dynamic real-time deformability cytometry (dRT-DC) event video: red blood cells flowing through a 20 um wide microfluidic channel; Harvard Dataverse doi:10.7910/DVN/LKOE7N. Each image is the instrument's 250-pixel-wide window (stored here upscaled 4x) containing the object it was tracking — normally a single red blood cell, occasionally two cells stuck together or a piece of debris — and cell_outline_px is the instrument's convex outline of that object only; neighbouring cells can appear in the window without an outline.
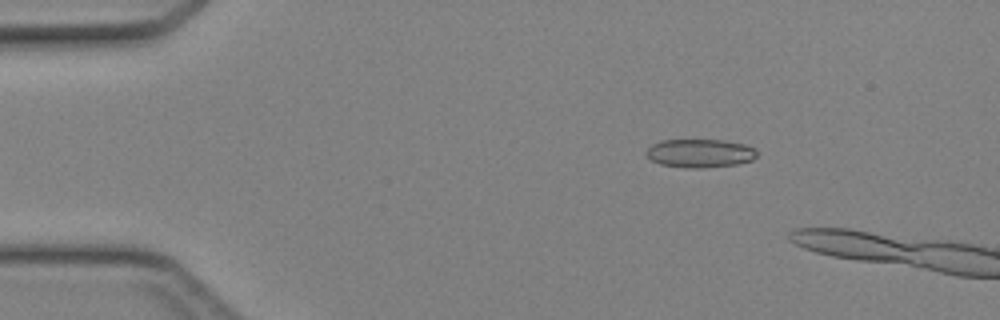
{"species": "Egyptian fruit bat (a non-hibernating species)", "species_latin": "Rousettus aegyptiacus", "temperature_condition": "cold", "stored_images_in_passage": 11, "camera_frame_rate_fps": 3000, "um_per_image_px": 0.085, "animal": {"sex": "female"}, "frame": {"image": 1, "passage_image": 8, "time_ms": 2.333, "image_size_px": [1000, 320], "cell_outline_px": [[756, 156], [752, 160], [740, 164], [704, 168], [684, 168], [660, 164], [652, 160], [644, 152], [652, 144], [660, 140], [724, 140], [744, 144], [756, 148]], "centroid_in_image_um": [59.5, 13.03], "position_along_channel_um": 25.5, "area_um2": 18.55}}